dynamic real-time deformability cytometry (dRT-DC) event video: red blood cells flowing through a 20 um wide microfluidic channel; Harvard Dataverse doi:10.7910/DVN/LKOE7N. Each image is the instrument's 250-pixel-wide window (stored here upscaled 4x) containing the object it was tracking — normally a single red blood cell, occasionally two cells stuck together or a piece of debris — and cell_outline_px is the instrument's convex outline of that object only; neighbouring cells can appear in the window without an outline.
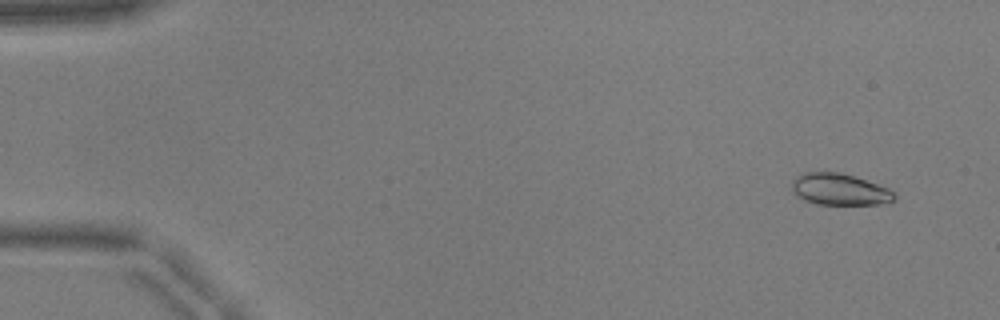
{"species": "common noctule bat (a hibernating species)", "species_latin": "Nyctalus noctula", "temperature_condition": "warm", "stored_images_in_passage": 53, "segment_of_instrument_passage": [1, 2], "camera_frame_rate_fps": 3000, "um_per_image_px": 0.085, "animal": {"sex": "male", "body_mass_g": 17.9, "forearm_length_mm": 54.2}, "frame": {"image": 1, "passage_image": 4, "time_ms": 1.0, "image_size_px": [1000, 320], "cell_outline_px": [[896, 200], [880, 204], [816, 204], [804, 200], [796, 196], [792, 192], [792, 180], [800, 172], [840, 172], [888, 188], [896, 192]], "centroid_in_image_um": [71.33, 16.1], "position_along_channel_um": 13.7, "area_um2": 18.96}}
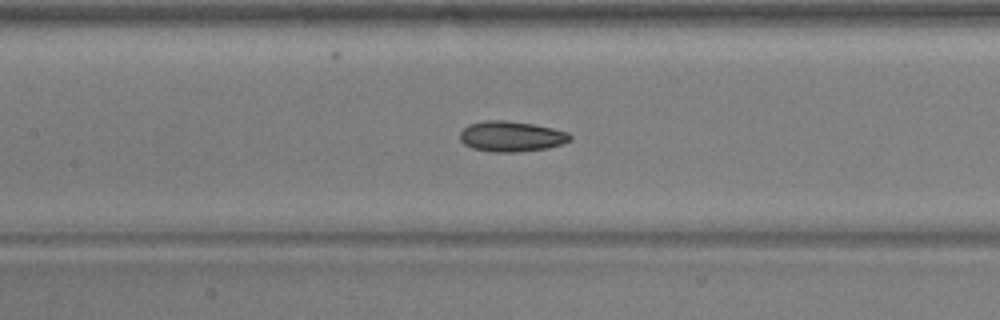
{"frame": {"image": 2, "passage_image": 25, "time_ms": 8.0, "image_size_px": [1000, 320], "cell_outline_px": [[572, 140], [548, 148], [516, 152], [492, 152], [472, 148], [464, 144], [460, 140], [460, 132], [468, 124], [484, 120], [504, 120], [532, 124], [552, 128], [568, 132], [572, 136]], "centroid_in_image_um": [43.44, 11.59], "position_along_channel_um": 164.0, "area_um2": 19.59}}
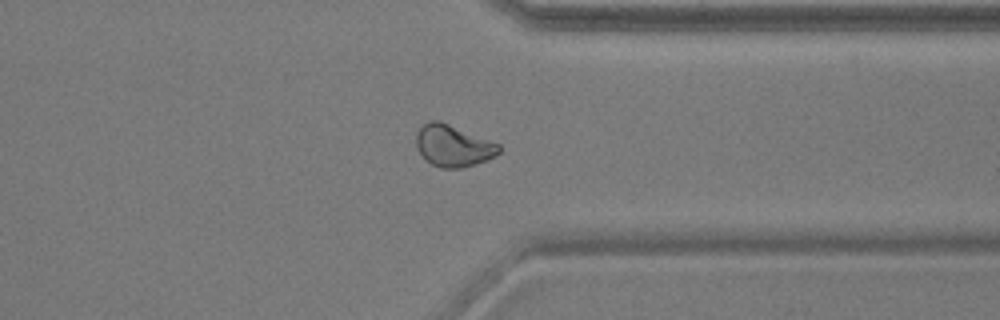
{"frame": {"image": 3, "passage_image": 41, "time_ms": 13.333, "image_size_px": [1000, 320], "cell_outline_px": [[500, 152], [496, 156], [488, 160], [464, 168], [440, 168], [432, 164], [416, 148], [416, 132], [428, 120], [440, 120], [500, 144]], "centroid_in_image_um": [38.54, 12.39], "position_along_channel_um": 372.9, "area_um2": 20.23}}